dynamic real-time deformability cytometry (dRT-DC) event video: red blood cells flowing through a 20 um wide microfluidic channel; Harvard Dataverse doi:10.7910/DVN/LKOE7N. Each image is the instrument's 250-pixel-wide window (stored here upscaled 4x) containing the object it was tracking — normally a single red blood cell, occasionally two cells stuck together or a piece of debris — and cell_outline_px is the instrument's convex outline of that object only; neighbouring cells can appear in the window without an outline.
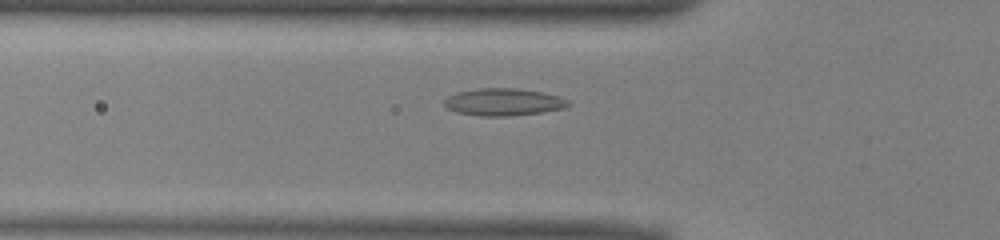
{"species": "common noctule bat (a hibernating species)", "species_latin": "Nyctalus noctula", "temperature_condition": "warm", "stored_images_in_passage": 33, "camera_frame_rate_fps": 3000, "um_per_image_px": 0.085, "animal": {"sex": "male", "body_mass_g": 13.0, "forearm_length_mm": 53.1}, "frame": {"image": 1, "passage_image": 9, "time_ms": 2.667, "image_size_px": [1000, 240], "cell_outline_px": [[572, 104], [564, 108], [544, 112], [512, 116], [480, 116], [456, 112], [448, 108], [444, 104], [444, 100], [448, 96], [456, 92], [476, 88], [520, 88], [544, 92], [560, 96], [568, 100]], "centroid_in_image_um": [42.83, 8.66], "position_along_channel_um": 83.0, "area_um2": 20.06}}
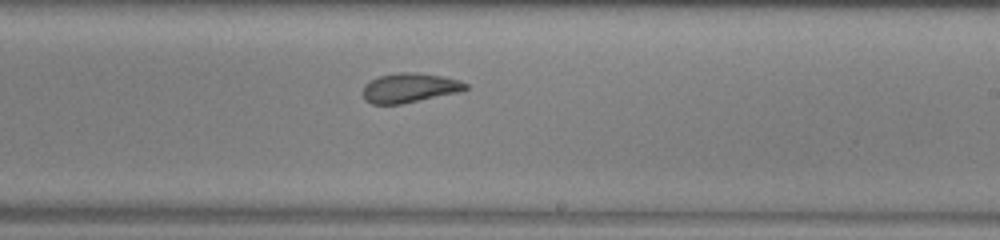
{"frame": {"image": 2, "passage_image": 22, "time_ms": 7.0, "image_size_px": [1000, 240], "cell_outline_px": [[468, 88], [460, 92], [400, 104], [372, 104], [364, 100], [364, 84], [380, 76], [396, 72], [416, 72], [444, 76], [460, 80], [468, 84]], "centroid_in_image_um": [34.84, 7.46], "position_along_channel_um": 254.2, "area_um2": 17.69}}
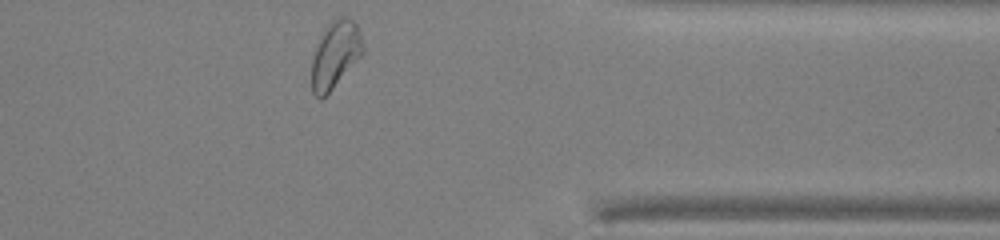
{"frame": {"image": 3, "passage_image": 33, "time_ms": 10.667, "image_size_px": [1000, 240], "cell_outline_px": [[364, 52], [332, 88], [320, 100], [312, 92], [312, 60], [316, 48], [324, 28], [332, 16], [348, 16], [356, 24], [360, 32], [364, 44]], "centroid_in_image_um": [28.5, 4.56], "position_along_channel_um": 382.9, "area_um2": 19.94}, "authors_computed_cell_mechanics": {"area_um2": 17.8602, "velocity_mm_per_s": 3.9519, "shape_relaxation_time_tau1_ms": 4.5069, "shape_relaxation_time_tau2_ms": 1.1522, "deformation_change_tau1": 0.1321, "deformation_change_tau2": 0.0722}}